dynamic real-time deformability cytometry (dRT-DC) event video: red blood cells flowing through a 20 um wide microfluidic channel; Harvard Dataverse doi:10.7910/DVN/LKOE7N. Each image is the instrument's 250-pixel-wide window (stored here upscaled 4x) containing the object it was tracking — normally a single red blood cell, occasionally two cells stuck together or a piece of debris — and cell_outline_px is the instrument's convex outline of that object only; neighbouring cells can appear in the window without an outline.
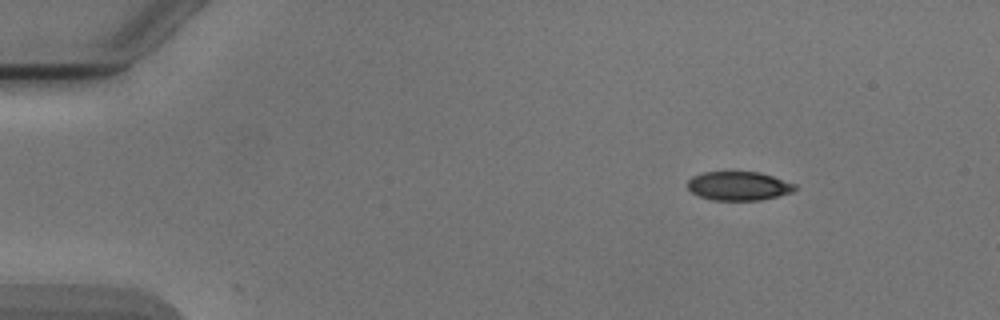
{"species": "Egyptian fruit bat (a non-hibernating species)", "species_latin": "Rousettus aegyptiacus", "temperature_condition": "cold", "stored_images_in_passage": 3, "camera_frame_rate_fps": 3000, "um_per_image_px": 0.085, "animal": {"sex": "male"}, "frame": {"image": 1, "passage_image": 1, "time_ms": 0.0, "image_size_px": [1000, 320], "cell_outline_px": [[796, 188], [792, 192], [760, 200], [712, 200], [700, 196], [692, 192], [688, 188], [688, 180], [692, 176], [704, 172], [760, 172], [796, 184]], "centroid_in_image_um": [62.77, 15.8], "position_along_channel_um": 22.2, "area_um2": 17.92}}